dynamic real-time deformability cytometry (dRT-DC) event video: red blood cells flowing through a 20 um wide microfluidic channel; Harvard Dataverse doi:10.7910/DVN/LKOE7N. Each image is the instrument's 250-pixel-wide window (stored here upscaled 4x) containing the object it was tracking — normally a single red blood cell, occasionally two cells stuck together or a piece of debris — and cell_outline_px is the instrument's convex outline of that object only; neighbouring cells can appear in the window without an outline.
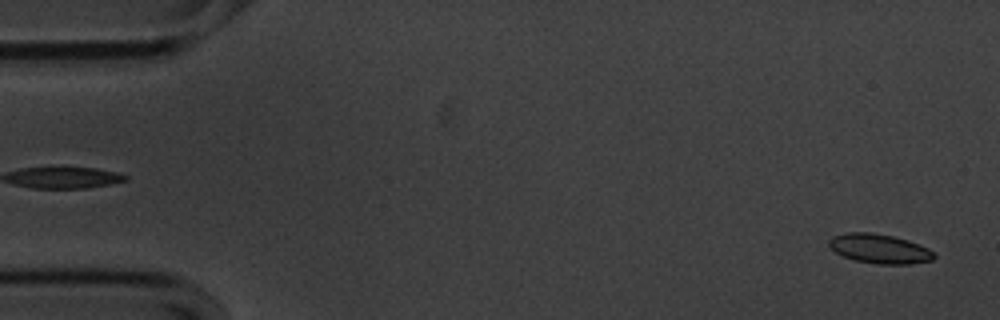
{"species": "common noctule bat (a hibernating species)", "species_latin": "Nyctalus noctula", "temperature_condition": "cold", "stored_images_in_passage": 57, "camera_frame_rate_fps": 3000, "um_per_image_px": 0.085, "animal": {"sex": "male", "body_mass_g": 20.1, "forearm_length_mm": 53.5}, "frame": {"image": 1, "passage_image": 2, "time_ms": 0.333, "image_size_px": [1000, 320], "cell_outline_px": [[936, 256], [932, 260], [908, 264], [876, 264], [856, 260], [844, 256], [836, 252], [828, 244], [828, 240], [832, 236], [848, 232], [872, 232], [892, 236], [908, 240], [928, 248]], "centroid_in_image_um": [74.75, 21.13], "position_along_channel_um": 10.3, "area_um2": 17.86}}
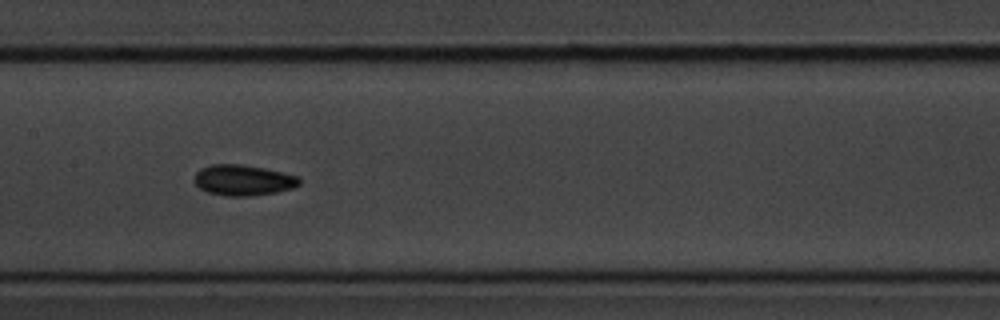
{"frame": {"image": 2, "passage_image": 27, "time_ms": 8.667, "image_size_px": [1000, 320], "cell_outline_px": [[300, 184], [292, 188], [276, 192], [252, 196], [224, 196], [208, 192], [200, 188], [196, 184], [196, 172], [200, 168], [212, 164], [240, 164], [264, 168], [300, 176]], "centroid_in_image_um": [20.69, 15.31], "position_along_channel_um": 186.7, "area_um2": 18.79}}
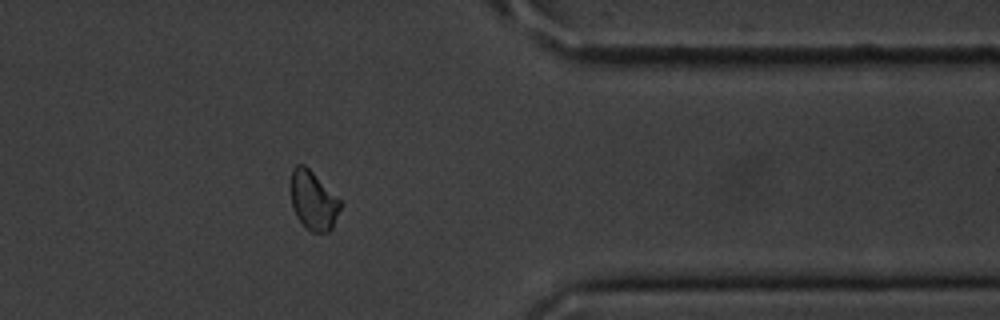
{"frame": {"image": 3, "passage_image": 45, "time_ms": 14.667, "image_size_px": [1000, 320], "cell_outline_px": [[344, 204], [332, 228], [328, 232], [312, 232], [296, 216], [292, 208], [292, 168], [296, 164], [304, 164]], "centroid_in_image_um": [26.66, 17.06], "position_along_channel_um": 384.7, "area_um2": 16.76}, "authors_computed_cell_mechanics": {"area_um2": 17.8024, "velocity_mm_per_s": 3.5454, "shape_relaxation_time_tau1_ms": 2.8871, "shape_relaxation_time_tau2_ms": null, "deformation_change_tau1": 0.0587, "deformation_change_tau2": null}}